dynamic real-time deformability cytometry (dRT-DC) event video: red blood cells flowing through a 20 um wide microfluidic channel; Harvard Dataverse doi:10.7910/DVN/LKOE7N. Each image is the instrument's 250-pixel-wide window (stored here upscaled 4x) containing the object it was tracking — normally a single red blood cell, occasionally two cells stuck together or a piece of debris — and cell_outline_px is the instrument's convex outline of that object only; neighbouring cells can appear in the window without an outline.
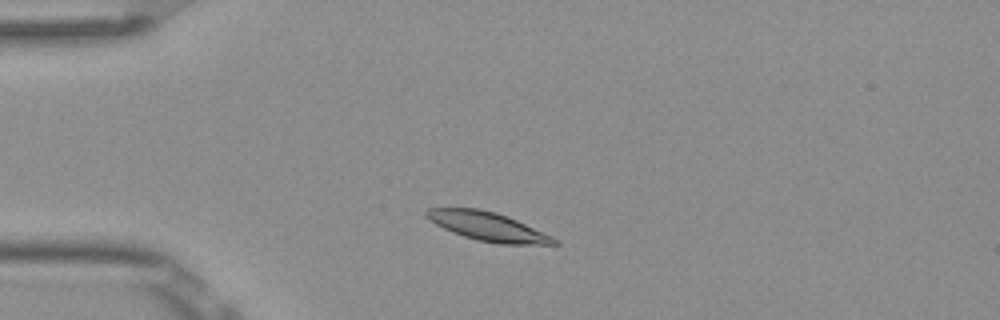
{"species": "Egyptian fruit bat (a non-hibernating species)", "species_latin": "Rousettus aegyptiacus", "temperature_condition": "room temperature", "stored_images_in_passage": 6, "camera_frame_rate_fps": 3000, "um_per_image_px": 0.085, "frame": {"image": 1, "passage_image": 2, "time_ms": 0.333, "image_size_px": [1000, 320], "cell_outline_px": [[560, 244], [500, 244], [476, 240], [452, 232], [428, 220], [424, 216], [424, 212], [428, 208], [476, 208], [496, 212], [508, 216], [552, 236], [560, 240]], "centroid_in_image_um": [41.45, 19.25], "position_along_channel_um": 43.5, "area_um2": 21.44}}
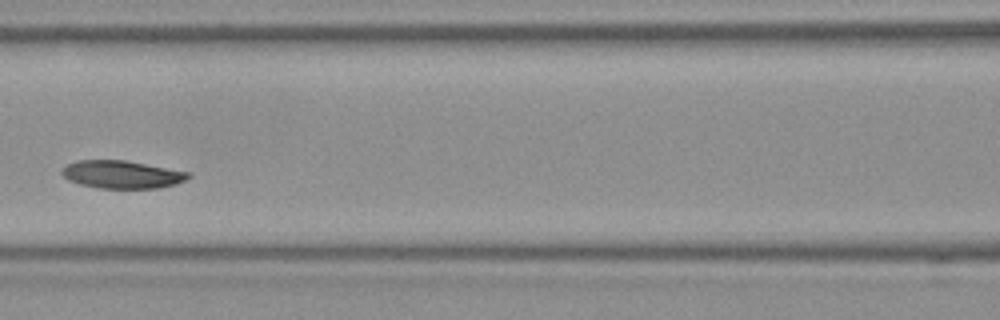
{"frame": {"image": 2, "passage_image": 5, "time_ms": 1.333, "image_size_px": [1000, 320], "cell_outline_px": [[192, 176], [176, 184], [156, 188], [100, 188], [80, 184], [68, 180], [60, 172], [68, 164], [76, 160], [124, 160], [192, 172]], "centroid_in_image_um": [10.39, 14.82], "position_along_channel_um": 156.2, "area_um2": 20.46}}
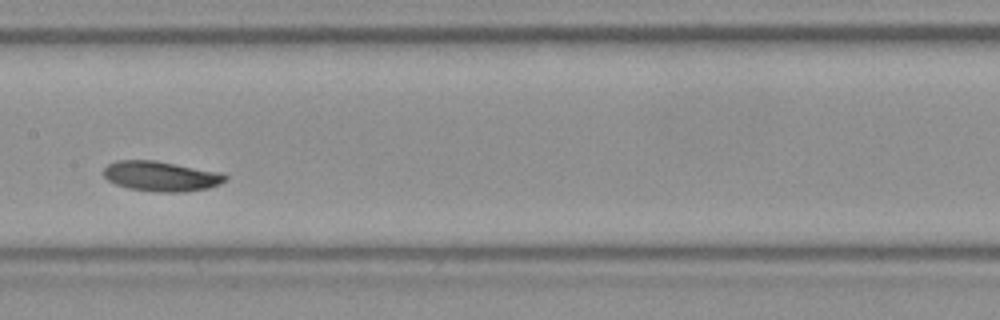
{"frame": {"image": 3, "passage_image": 6, "time_ms": 1.667, "image_size_px": [1000, 320], "cell_outline_px": [[228, 180], [208, 188], [184, 192], [160, 192], [128, 188], [116, 184], [108, 180], [104, 176], [104, 168], [108, 164], [116, 160], [156, 160], [220, 172], [228, 176]], "centroid_in_image_um": [13.7, 14.97], "position_along_channel_um": 193.7, "area_um2": 21.33}}